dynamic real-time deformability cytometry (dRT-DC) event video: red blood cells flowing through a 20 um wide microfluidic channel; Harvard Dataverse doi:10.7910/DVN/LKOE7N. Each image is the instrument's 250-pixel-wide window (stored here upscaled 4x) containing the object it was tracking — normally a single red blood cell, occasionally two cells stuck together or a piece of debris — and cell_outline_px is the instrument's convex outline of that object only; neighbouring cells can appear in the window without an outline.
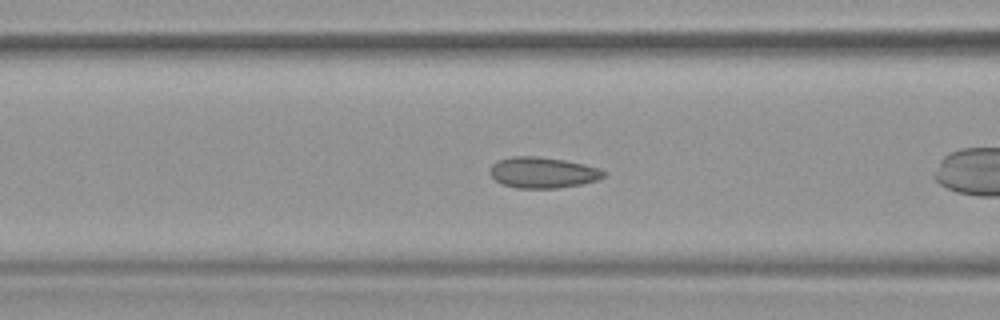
{"species": "common noctule bat (a hibernating species)", "species_latin": "Nyctalus noctula", "temperature_condition": "warm", "stored_images_in_passage": 39, "camera_frame_rate_fps": 3000, "um_per_image_px": 0.085, "animal": {"sex": "female", "body_mass_g": 19.9}, "frame": {"image": 1, "passage_image": 6, "time_ms": 1.667, "image_size_px": [1000, 320], "cell_outline_px": [[604, 176], [600, 180], [580, 184], [556, 188], [516, 188], [504, 184], [496, 180], [488, 172], [488, 168], [496, 160], [512, 156], [536, 156], [564, 160], [584, 164], [596, 168], [604, 172]], "centroid_in_image_um": [46.08, 14.66], "position_along_channel_um": 120.5, "area_um2": 20.46}, "authors_computed_cell_mechanics": {"area_um2": 20.0566, "velocity_mm_per_s": 3.7917, "shape_relaxation_time_tau1_ms": 4.6645, "shape_relaxation_time_tau2_ms": 1.972, "deformation_change_tau1": 0.0625, "deformation_change_tau2": 0.0373}}